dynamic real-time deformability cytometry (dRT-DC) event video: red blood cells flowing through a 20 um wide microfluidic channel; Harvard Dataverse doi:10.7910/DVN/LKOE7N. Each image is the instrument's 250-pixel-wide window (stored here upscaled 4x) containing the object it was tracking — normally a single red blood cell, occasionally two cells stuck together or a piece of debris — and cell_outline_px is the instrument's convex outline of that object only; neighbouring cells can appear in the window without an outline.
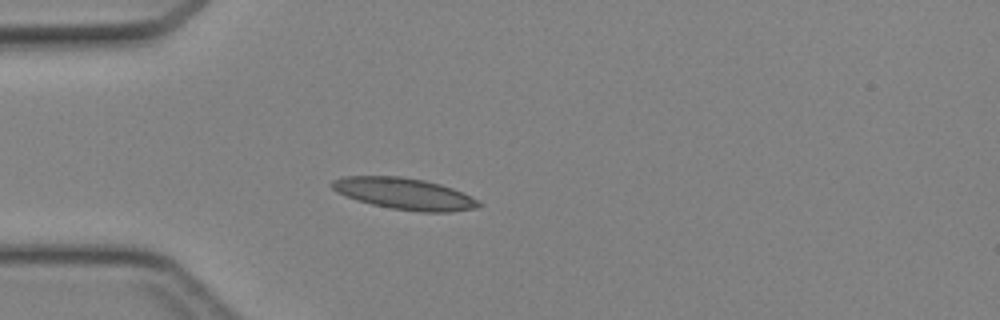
{"species": "Egyptian fruit bat (a non-hibernating species)", "species_latin": "Rousettus aegyptiacus", "temperature_condition": "cold", "stored_images_in_passage": 34, "camera_frame_rate_fps": 3000, "um_per_image_px": 0.085, "animal": {"sex": "female"}, "frame": {"image": 1, "passage_image": 1, "time_ms": 0.0, "image_size_px": [1000, 320], "cell_outline_px": [[484, 204], [476, 208], [452, 212], [420, 212], [392, 208], [372, 204], [356, 200], [336, 192], [328, 184], [332, 180], [344, 176], [400, 176], [424, 180], [440, 184], [452, 188]], "centroid_in_image_um": [34.32, 16.46], "position_along_channel_um": 50.7, "area_um2": 26.88}}
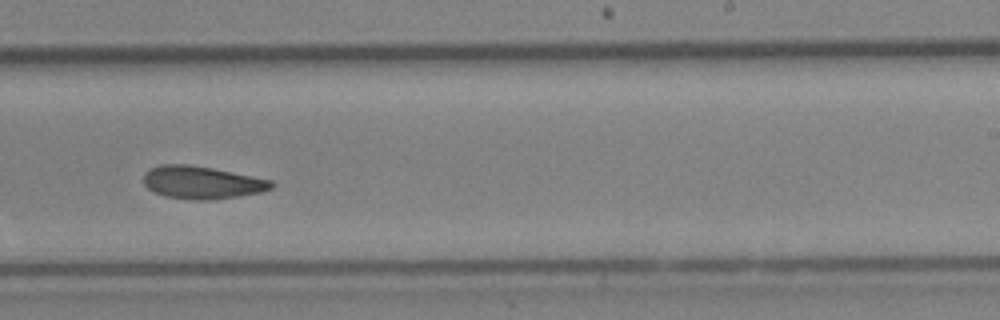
{"frame": {"image": 2, "passage_image": 17, "time_ms": 5.333, "image_size_px": [1000, 320], "cell_outline_px": [[276, 184], [272, 188], [260, 192], [236, 196], [208, 200], [196, 200], [168, 196], [156, 192], [148, 188], [144, 184], [144, 172], [160, 164], [188, 164], [212, 168], [272, 180]], "centroid_in_image_um": [17.17, 15.49], "position_along_channel_um": 271.8, "area_um2": 24.04}}
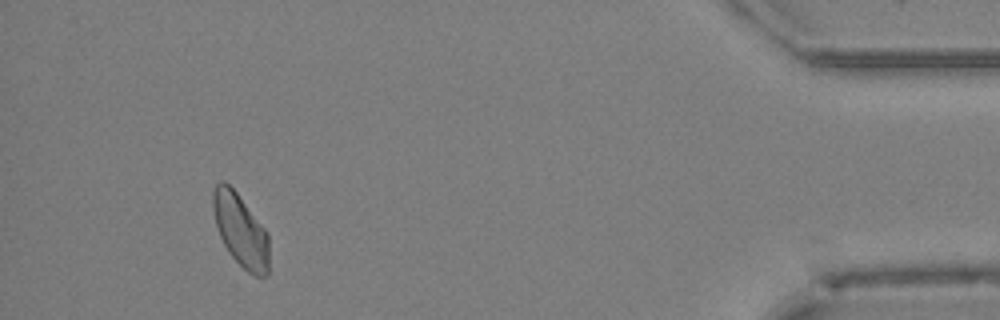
{"frame": {"image": 3, "passage_image": 31, "time_ms": 10.0, "image_size_px": [1000, 320], "cell_outline_px": [[268, 276], [256, 276], [248, 272], [228, 252], [220, 236], [216, 224], [212, 208], [212, 192], [216, 184], [220, 180], [224, 180], [236, 192], [268, 232]], "centroid_in_image_um": [20.44, 19.56], "position_along_channel_um": 414.8, "area_um2": 23.58}}